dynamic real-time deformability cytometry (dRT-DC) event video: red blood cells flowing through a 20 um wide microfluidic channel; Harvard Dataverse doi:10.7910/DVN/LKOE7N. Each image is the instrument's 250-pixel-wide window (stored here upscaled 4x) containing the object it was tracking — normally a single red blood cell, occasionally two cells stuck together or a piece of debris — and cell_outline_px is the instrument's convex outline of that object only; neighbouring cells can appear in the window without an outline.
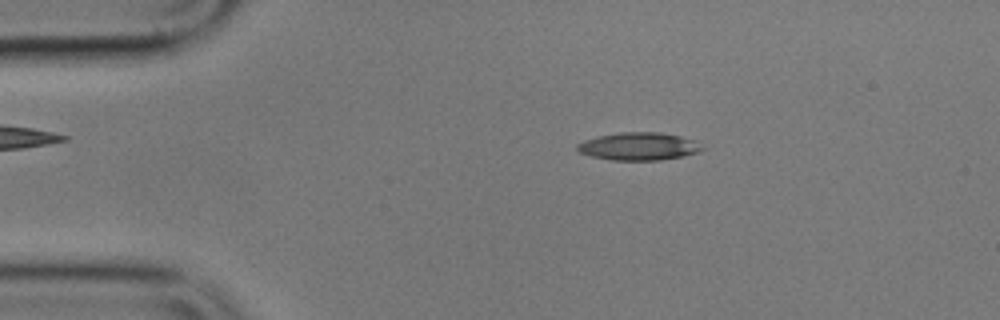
{"species": "common noctule bat (a hibernating species)", "species_latin": "Nyctalus noctula", "temperature_condition": "cold", "stored_images_in_passage": 55, "camera_frame_rate_fps": 3000, "um_per_image_px": 0.085, "animal": {"sex": "male", "body_mass_g": 17.9}, "frame": {"image": 1, "passage_image": 9, "time_ms": 2.667, "image_size_px": [1000, 320], "cell_outline_px": [[704, 148], [700, 152], [660, 160], [612, 160], [592, 156], [580, 152], [576, 148], [576, 144], [584, 140], [596, 136], [620, 132], [660, 132], [680, 136], [696, 140]], "centroid_in_image_um": [54.29, 12.43], "position_along_channel_um": 30.7, "area_um2": 20.23}}
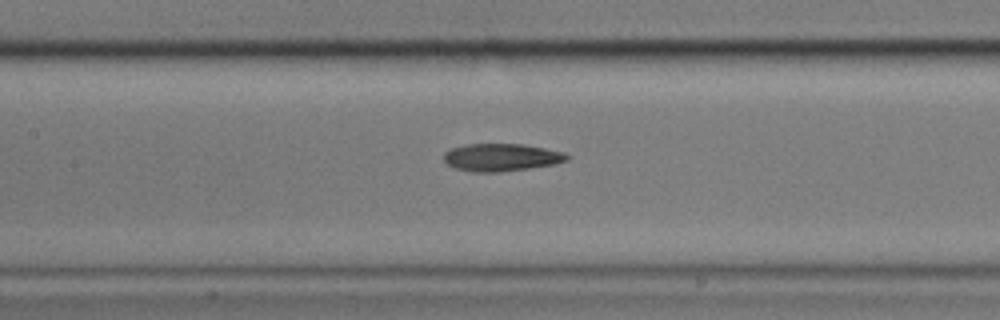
{"frame": {"image": 2, "passage_image": 24, "time_ms": 7.667, "image_size_px": [1000, 320], "cell_outline_px": [[572, 156], [568, 160], [556, 164], [500, 172], [472, 172], [456, 168], [448, 164], [444, 160], [444, 152], [452, 148], [468, 144], [524, 144], [564, 152]], "centroid_in_image_um": [42.65, 13.37], "position_along_channel_um": 164.7, "area_um2": 19.83}}
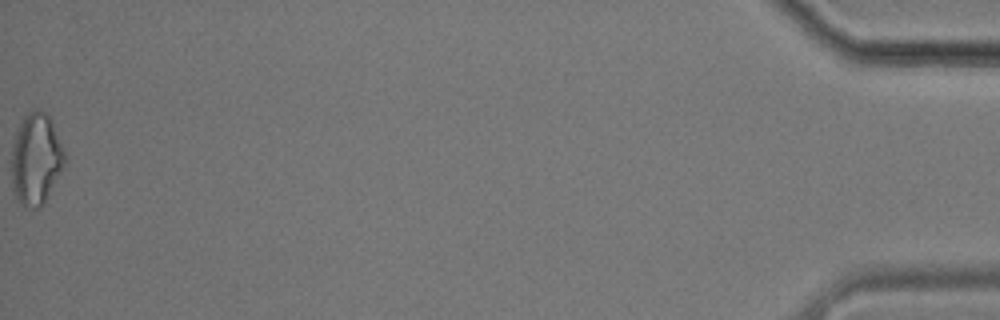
{"frame": {"image": 3, "passage_image": 55, "time_ms": 18.0, "image_size_px": [1000, 320], "cell_outline_px": [[68, 156], [60, 172], [40, 208], [24, 208], [20, 204], [12, 192], [12, 144], [16, 128], [24, 116], [28, 112], [36, 108], [44, 112], [48, 116]], "centroid_in_image_um": [3.03, 13.52], "position_along_channel_um": 432.2, "area_um2": 28.44}, "authors_computed_cell_mechanics": {"area_um2": 20.0566, "velocity_mm_per_s": 3.5507, "shape_relaxation_time_tau1_ms": 6.3563, "shape_relaxation_time_tau2_ms": 3.6946, "deformation_change_tau1": 0.1794, "deformation_change_tau2": 0.1362}}